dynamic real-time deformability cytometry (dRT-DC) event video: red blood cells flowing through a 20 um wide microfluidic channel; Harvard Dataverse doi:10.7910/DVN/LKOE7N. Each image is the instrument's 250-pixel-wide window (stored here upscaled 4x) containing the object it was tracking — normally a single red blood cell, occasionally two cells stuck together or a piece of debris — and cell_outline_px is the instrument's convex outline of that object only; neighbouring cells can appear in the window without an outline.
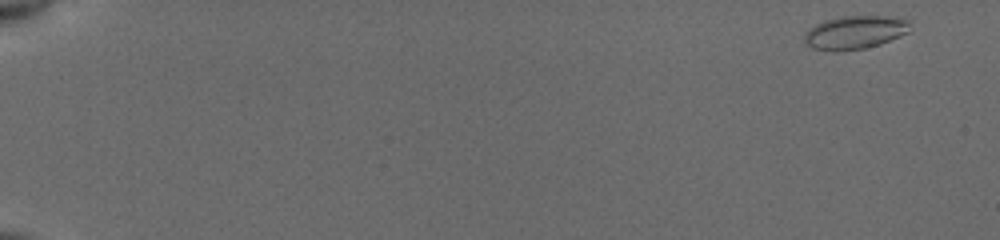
{"species": "common noctule bat (a hibernating species)", "species_latin": "Nyctalus noctula", "temperature_condition": "cold", "stored_images_in_passage": 53, "camera_frame_rate_fps": 3000, "um_per_image_px": 0.085, "animal": {"sex": "female", "body_mass_g": 19.5, "forearm_length_mm": 54.1}, "frame": {"image": 1, "passage_image": 1, "time_ms": 0.0, "image_size_px": [1000, 240], "cell_outline_px": [[908, 32], [900, 36], [880, 44], [864, 48], [836, 52], [832, 52], [812, 48], [804, 44], [804, 32], [808, 28], [824, 20], [844, 16], [884, 16], [908, 20]], "centroid_in_image_um": [72.58, 2.77], "position_along_channel_um": 12.4, "area_um2": 20.58}}
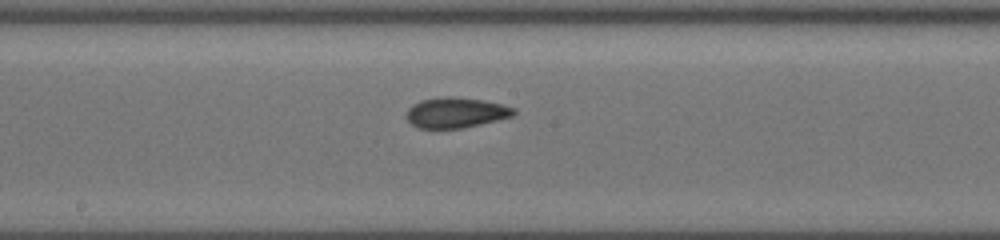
{"frame": {"image": 2, "passage_image": 30, "time_ms": 9.667, "image_size_px": [1000, 240], "cell_outline_px": [[516, 112], [512, 116], [496, 120], [460, 128], [420, 128], [412, 124], [408, 120], [408, 108], [412, 104], [420, 100], [444, 96], [452, 96], [484, 100], [504, 104], [516, 108]], "centroid_in_image_um": [38.77, 9.55], "position_along_channel_um": 209.4, "area_um2": 18.9}}
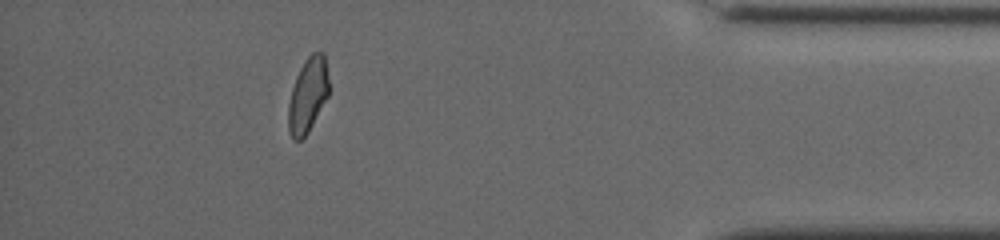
{"frame": {"image": 3, "passage_image": 48, "time_ms": 15.667, "image_size_px": [1000, 240], "cell_outline_px": [[328, 96], [308, 132], [300, 140], [292, 140], [288, 132], [288, 104], [292, 88], [296, 76], [304, 60], [312, 52], [324, 52], [328, 80]], "centroid_in_image_um": [26.14, 8.09], "position_along_channel_um": 409.1, "area_um2": 17.63}, "authors_computed_cell_mechanics": {"area_um2": 18.9006, "velocity_mm_per_s": 3.9214, "shape_relaxation_time_tau1_ms": null, "shape_relaxation_time_tau2_ms": 1.5296, "deformation_change_tau1": null, "deformation_change_tau2": 0.0513}}